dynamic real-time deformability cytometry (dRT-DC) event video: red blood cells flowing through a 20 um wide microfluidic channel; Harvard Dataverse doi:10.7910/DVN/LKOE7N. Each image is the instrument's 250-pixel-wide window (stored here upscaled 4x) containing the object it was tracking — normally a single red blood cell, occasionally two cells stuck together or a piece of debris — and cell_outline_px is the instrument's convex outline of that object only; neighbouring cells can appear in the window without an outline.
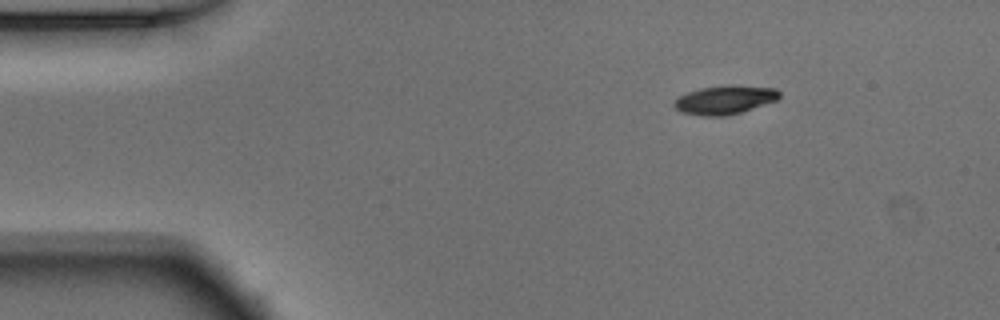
{"species": "Egyptian fruit bat (a non-hibernating species)", "species_latin": "Rousettus aegyptiacus", "temperature_condition": "warm", "stored_images_in_passage": 45, "camera_frame_rate_fps": 3000, "um_per_image_px": 0.085, "animal": {"sex": "male"}, "frame": {"image": 1, "passage_image": 1, "time_ms": 0.0, "image_size_px": [1000, 320], "cell_outline_px": [[780, 96], [776, 100], [740, 112], [724, 116], [704, 116], [680, 112], [672, 104], [676, 96], [700, 88], [728, 84], [732, 84], [776, 88], [780, 92]], "centroid_in_image_um": [61.57, 8.47], "position_along_channel_um": 23.4, "area_um2": 17.74}}
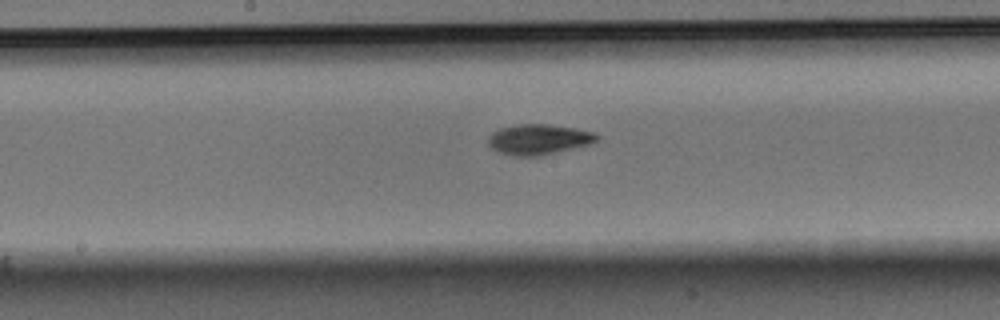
{"frame": {"image": 2, "passage_image": 20, "time_ms": 6.333, "image_size_px": [1000, 320], "cell_outline_px": [[600, 140], [592, 144], [540, 156], [512, 156], [496, 152], [488, 144], [488, 136], [492, 132], [500, 128], [516, 124], [548, 124], [576, 128], [596, 132], [600, 136]], "centroid_in_image_um": [45.82, 11.85], "position_along_channel_um": 202.4, "area_um2": 19.71}}
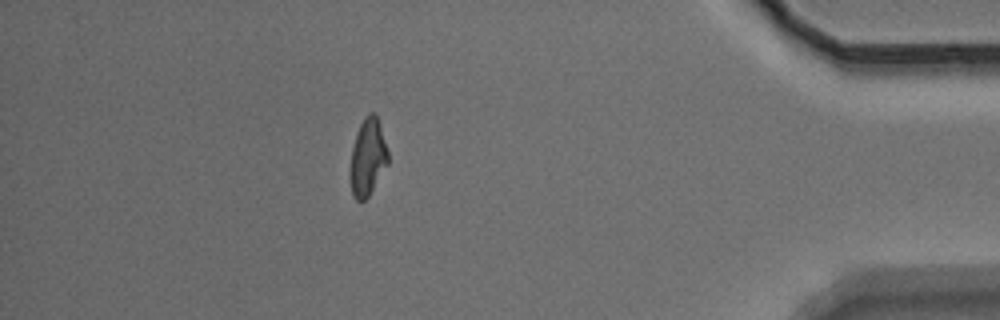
{"frame": {"image": 3, "passage_image": 39, "time_ms": 12.667, "image_size_px": [1000, 320], "cell_outline_px": [[388, 164], [368, 196], [364, 200], [356, 200], [352, 196], [348, 176], [352, 148], [356, 132], [364, 116], [368, 112], [376, 112], [380, 124], [388, 152]], "centroid_in_image_um": [31.23, 13.35], "position_along_channel_um": 404.0, "area_um2": 17.34}, "authors_computed_cell_mechanics": {"area_um2": 17.918, "velocity_mm_per_s": 3.9065, "shape_relaxation_time_tau1_ms": 2.7013, "shape_relaxation_time_tau2_ms": 3.0518, "deformation_change_tau1": 0.1322, "deformation_change_tau2": 0.0906}}